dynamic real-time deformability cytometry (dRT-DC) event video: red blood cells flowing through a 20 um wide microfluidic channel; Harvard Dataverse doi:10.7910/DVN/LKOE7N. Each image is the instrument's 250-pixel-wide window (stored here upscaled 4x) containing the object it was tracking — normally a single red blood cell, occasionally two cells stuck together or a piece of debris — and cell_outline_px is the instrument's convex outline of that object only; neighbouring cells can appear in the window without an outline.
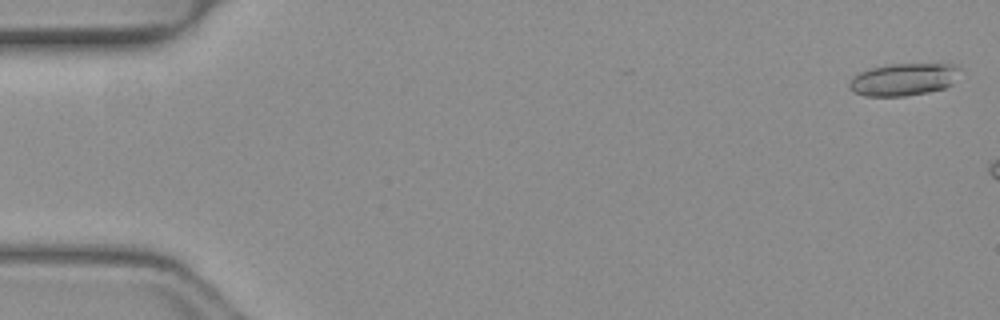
{"species": "common noctule bat (a hibernating species)", "species_latin": "Nyctalus noctula", "temperature_condition": "warm", "stored_images_in_passage": 7, "camera_frame_rate_fps": 3000, "um_per_image_px": 0.085, "animal": {"sex": "female", "body_mass_g": 19.3, "forearm_length_mm": 54.1}, "frame": {"image": 1, "passage_image": 1, "time_ms": 0.0, "image_size_px": [1000, 320], "cell_outline_px": [[960, 68], [952, 84], [944, 88], [928, 92], [904, 96], [864, 96], [852, 92], [848, 88], [848, 84], [852, 76], [868, 68], [888, 64], [952, 64]], "centroid_in_image_um": [76.73, 6.76], "position_along_channel_um": 8.3, "area_um2": 20.98}}